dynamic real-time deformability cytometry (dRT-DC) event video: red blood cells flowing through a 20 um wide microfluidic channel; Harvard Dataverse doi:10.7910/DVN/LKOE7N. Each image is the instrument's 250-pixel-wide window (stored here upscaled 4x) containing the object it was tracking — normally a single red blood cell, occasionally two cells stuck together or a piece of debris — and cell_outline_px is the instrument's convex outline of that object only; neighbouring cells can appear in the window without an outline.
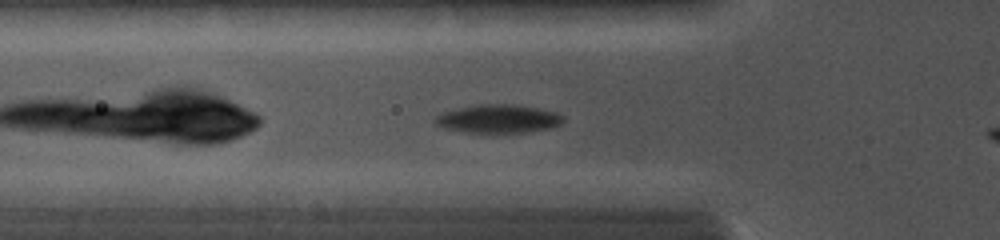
{"species": "common noctule bat (a hibernating species)", "species_latin": "Nyctalus noctula", "temperature_condition": "cold", "stored_images_in_passage": 34, "camera_frame_rate_fps": 5000, "um_per_image_px": 0.085, "animal": {"sex": "female", "body_mass_g": 19.0, "forearm_length_mm": 56.7}, "frame": {"image": 1, "passage_image": 4, "time_ms": 1.2, "image_size_px": [1000, 240], "cell_outline_px": [[564, 120], [560, 124], [552, 128], [528, 132], [468, 132], [448, 128], [436, 124], [432, 120], [436, 116], [444, 112], [456, 108], [476, 104], [512, 104], [536, 108], [556, 112], [564, 116]], "centroid_in_image_um": [42.38, 10.09], "position_along_channel_um": 83.4, "area_um2": 21.04}}
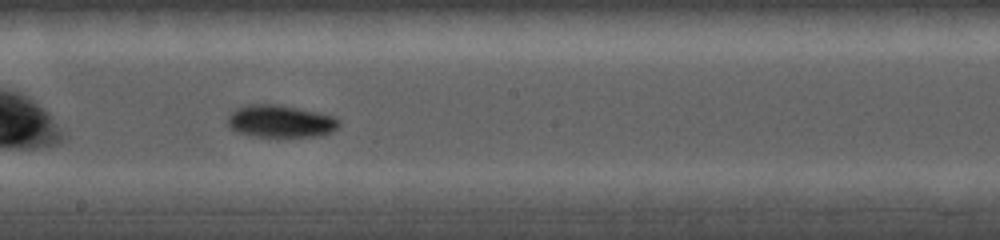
{"frame": {"image": 2, "passage_image": 18, "time_ms": 4.4, "image_size_px": [1000, 240], "cell_outline_px": [[340, 124], [332, 132], [320, 136], [252, 136], [236, 132], [228, 128], [228, 116], [236, 108], [248, 104], [276, 104], [336, 116], [340, 120]], "centroid_in_image_um": [23.83, 10.31], "position_along_channel_um": 224.4, "area_um2": 21.04}}
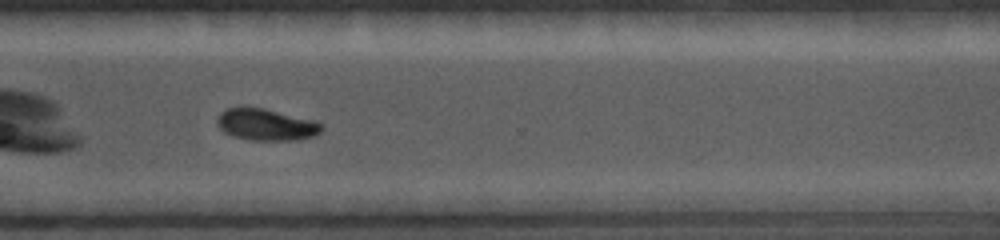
{"frame": {"image": 3, "passage_image": 30, "time_ms": 7.2, "image_size_px": [1000, 240], "cell_outline_px": [[324, 128], [320, 132], [312, 136], [296, 140], [252, 140], [232, 136], [224, 132], [220, 128], [216, 120], [220, 112], [224, 108], [264, 108], [312, 120], [320, 124]], "centroid_in_image_um": [22.59, 10.6], "position_along_channel_um": 348.0, "area_um2": 19.02}}